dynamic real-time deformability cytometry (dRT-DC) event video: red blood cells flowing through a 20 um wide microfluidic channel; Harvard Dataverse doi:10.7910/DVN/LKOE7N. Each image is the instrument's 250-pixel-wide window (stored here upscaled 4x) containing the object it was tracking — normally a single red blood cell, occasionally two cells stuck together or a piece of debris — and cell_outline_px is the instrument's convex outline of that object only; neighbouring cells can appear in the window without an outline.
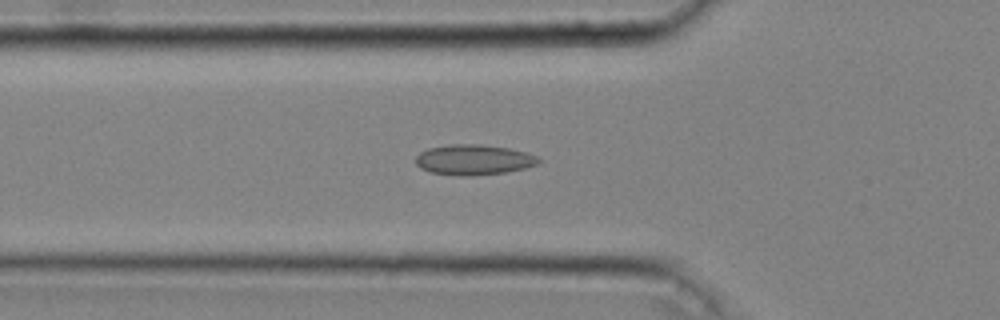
{"species": "common noctule bat (a hibernating species)", "species_latin": "Nyctalus noctula", "temperature_condition": "cold", "stored_images_in_passage": 46, "camera_frame_rate_fps": 3000, "um_per_image_px": 0.085, "animal": {"sex": "male", "body_mass_g": 20.4}, "frame": {"image": 1, "passage_image": 16, "time_ms": 5.0, "image_size_px": [1000, 320], "cell_outline_px": [[540, 160], [536, 164], [524, 168], [504, 172], [464, 176], [460, 176], [432, 172], [420, 168], [416, 164], [416, 156], [420, 152], [428, 148], [452, 144], [480, 144], [508, 148], [528, 152], [536, 156]], "centroid_in_image_um": [40.24, 13.57], "position_along_channel_um": 85.6, "area_um2": 21.5}}
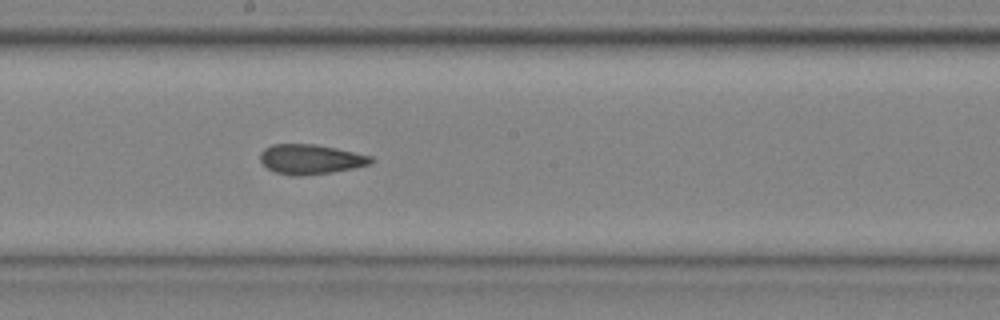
{"frame": {"image": 2, "passage_image": 26, "time_ms": 8.333, "image_size_px": [1000, 320], "cell_outline_px": [[376, 160], [372, 164], [332, 172], [300, 176], [292, 176], [276, 172], [268, 168], [260, 160], [260, 152], [264, 148], [272, 144], [316, 144], [336, 148], [372, 156]], "centroid_in_image_um": [26.42, 13.53], "position_along_channel_um": 221.8, "area_um2": 19.31}}
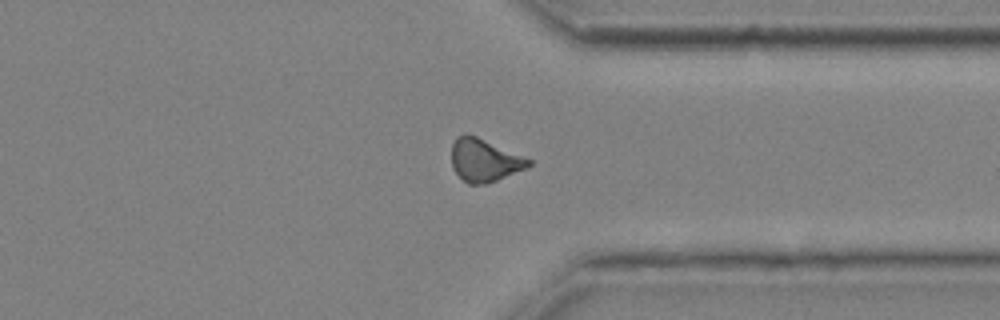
{"frame": {"image": 3, "passage_image": 37, "time_ms": 12.0, "image_size_px": [1000, 320], "cell_outline_px": [[532, 164], [524, 168], [488, 184], [468, 184], [452, 168], [452, 144], [456, 136], [476, 136], [532, 160]], "centroid_in_image_um": [41.16, 13.64], "position_along_channel_um": 370.2, "area_um2": 18.73}, "authors_computed_cell_mechanics": {"area_um2": 19.5075, "velocity_mm_per_s": 4.0796, "shape_relaxation_time_tau1_ms": null, "shape_relaxation_time_tau2_ms": 2.3396, "deformation_change_tau1": null, "deformation_change_tau2": 0.1009}}